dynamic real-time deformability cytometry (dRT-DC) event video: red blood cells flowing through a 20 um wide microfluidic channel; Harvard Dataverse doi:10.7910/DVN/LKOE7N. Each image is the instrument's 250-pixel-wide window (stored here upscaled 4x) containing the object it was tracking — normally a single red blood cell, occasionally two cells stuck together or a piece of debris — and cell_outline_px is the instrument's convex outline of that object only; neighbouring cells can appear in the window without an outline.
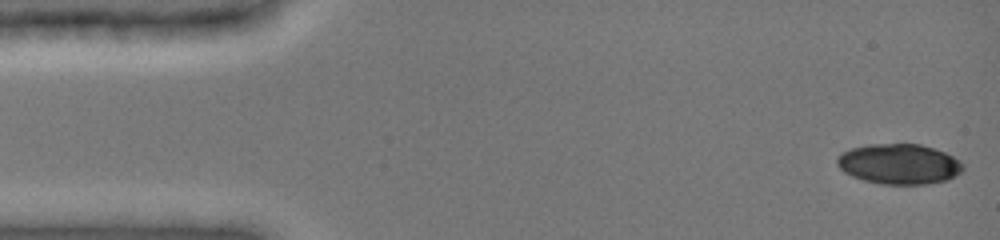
{"species": "common noctule bat (a hibernating species)", "species_latin": "Nyctalus noctula", "temperature_condition": "cold", "stored_images_in_passage": 5, "camera_frame_rate_fps": 3000, "um_per_image_px": 0.085, "animal": {"sex": "female", "body_mass_g": 19.0, "forearm_length_mm": 51.5}, "frame": {"image": 1, "passage_image": 1, "time_ms": 0.0, "image_size_px": [1000, 240], "cell_outline_px": [[964, 168], [956, 176], [948, 180], [928, 184], [880, 184], [864, 180], [852, 176], [844, 172], [836, 164], [836, 160], [844, 152], [852, 148], [872, 144], [920, 144], [944, 152], [960, 160], [964, 164]], "centroid_in_image_um": [76.46, 13.95], "position_along_channel_um": 8.5, "area_um2": 29.48}}